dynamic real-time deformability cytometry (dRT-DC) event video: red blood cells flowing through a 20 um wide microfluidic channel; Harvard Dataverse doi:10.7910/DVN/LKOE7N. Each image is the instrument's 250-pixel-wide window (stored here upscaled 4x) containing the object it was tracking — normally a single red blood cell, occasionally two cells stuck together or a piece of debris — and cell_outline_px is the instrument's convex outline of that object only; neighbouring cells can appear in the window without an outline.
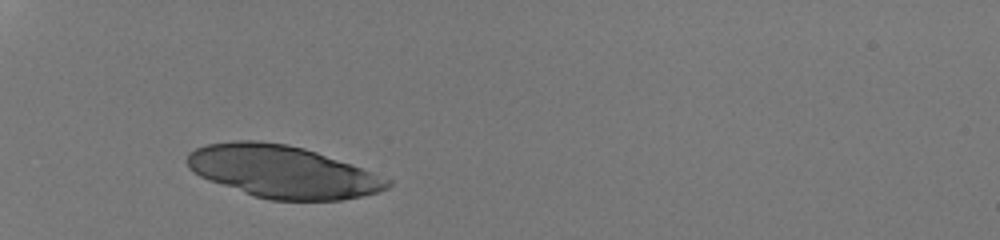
{"species": "human", "species_latin": "Homo sapiens", "temperature_condition": "room temperature", "stored_images_in_passage": 27, "camera_frame_rate_fps": 3000, "um_per_image_px": 0.085, "donor": {"sex": "male"}, "frame": {"image": 1, "passage_image": 1, "time_ms": 0.0, "image_size_px": [1000, 240], "cell_outline_px": [[392, 184], [388, 188], [380, 192], [340, 200], [272, 200], [256, 196], [208, 180], [192, 172], [188, 168], [184, 160], [188, 152], [196, 148], [208, 144], [236, 140], [256, 140], [288, 144], [304, 148], [352, 164], [392, 180]], "centroid_in_image_um": [23.99, 14.58], "position_along_channel_um": 61.0, "area_um2": 61.04}}